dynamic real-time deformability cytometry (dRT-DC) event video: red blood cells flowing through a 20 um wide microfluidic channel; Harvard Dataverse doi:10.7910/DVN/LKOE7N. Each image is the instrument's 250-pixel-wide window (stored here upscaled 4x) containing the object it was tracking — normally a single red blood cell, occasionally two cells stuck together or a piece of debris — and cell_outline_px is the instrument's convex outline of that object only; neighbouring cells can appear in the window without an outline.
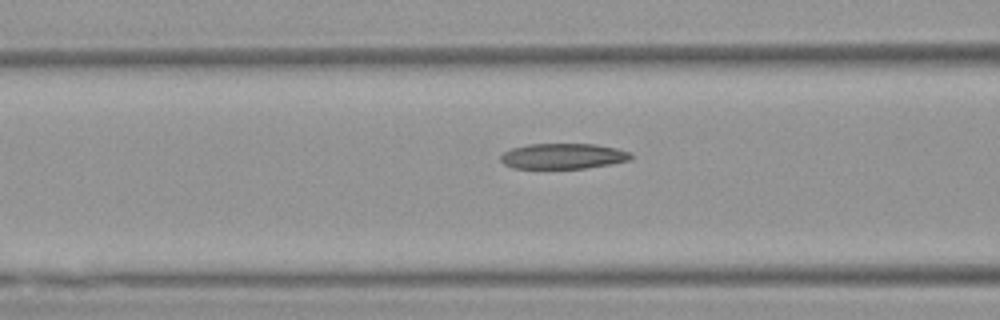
{"species": "Egyptian fruit bat (a non-hibernating species)", "species_latin": "Rousettus aegyptiacus", "temperature_condition": "warm", "stored_images_in_passage": 28, "camera_frame_rate_fps": 3000, "um_per_image_px": 0.085, "animal": {"sex": "female"}, "frame": {"image": 1, "passage_image": 7, "time_ms": 2.0, "image_size_px": [1000, 320], "cell_outline_px": [[632, 160], [612, 164], [584, 168], [512, 168], [504, 164], [500, 160], [500, 156], [504, 152], [512, 148], [528, 144], [596, 144], [616, 148], [632, 152]], "centroid_in_image_um": [47.89, 13.27], "position_along_channel_um": 118.7, "area_um2": 19.48}}
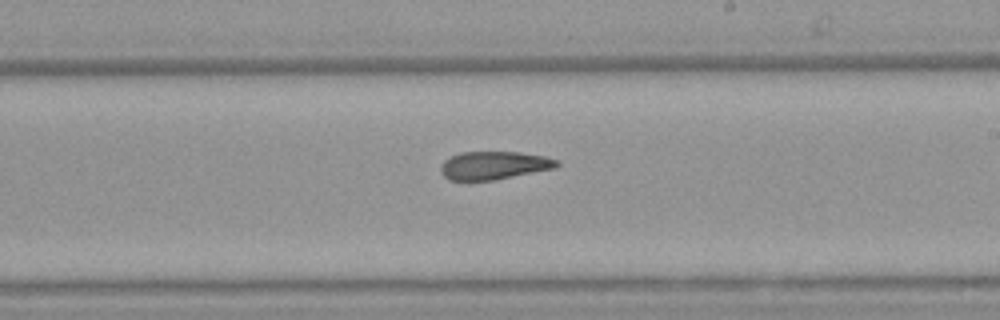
{"frame": {"image": 2, "passage_image": 17, "time_ms": 5.333, "image_size_px": [1000, 320], "cell_outline_px": [[560, 164], [556, 168], [496, 180], [448, 180], [440, 172], [440, 168], [444, 160], [460, 152], [520, 152], [544, 156], [560, 160]], "centroid_in_image_um": [42.02, 14.06], "position_along_channel_um": 247.0, "area_um2": 19.19}}
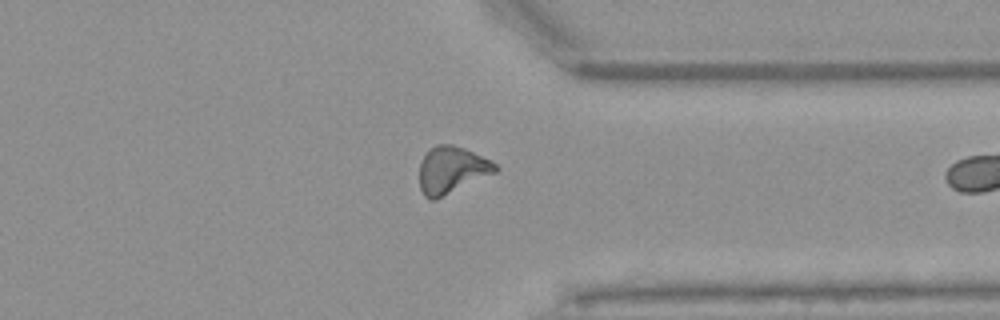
{"frame": {"image": 3, "passage_image": 27, "time_ms": 8.667, "image_size_px": [1000, 320], "cell_outline_px": [[500, 168], [496, 172], [436, 200], [428, 200], [424, 196], [420, 188], [420, 164], [424, 156], [436, 144], [452, 144], [464, 148], [492, 160]], "centroid_in_image_um": [38.41, 14.46], "position_along_channel_um": 373.0, "area_um2": 20.81}}